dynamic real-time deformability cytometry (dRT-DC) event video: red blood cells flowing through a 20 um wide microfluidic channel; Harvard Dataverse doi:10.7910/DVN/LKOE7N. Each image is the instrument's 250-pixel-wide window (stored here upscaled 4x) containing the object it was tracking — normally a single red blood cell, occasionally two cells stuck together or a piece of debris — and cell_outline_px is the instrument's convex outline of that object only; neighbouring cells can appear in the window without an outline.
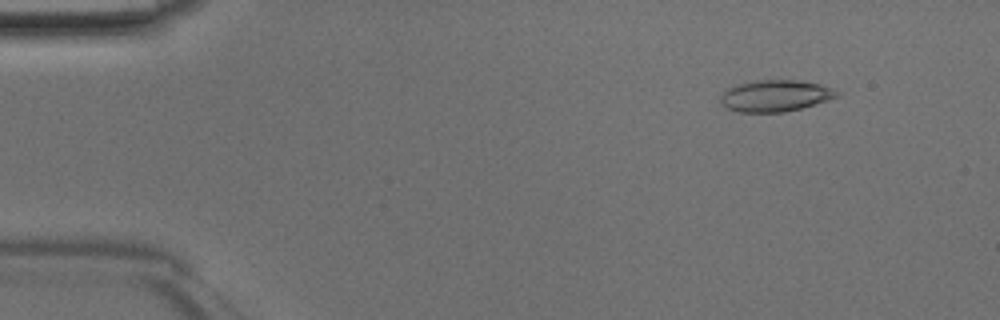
{"species": "Egyptian fruit bat (a non-hibernating species)", "species_latin": "Rousettus aegyptiacus", "temperature_condition": "room temperature", "stored_images_in_passage": 46, "camera_frame_rate_fps": 3000, "um_per_image_px": 0.085, "animal": {"sex": "male"}, "frame": {"image": 1, "passage_image": 5, "time_ms": 1.333, "image_size_px": [1000, 320], "cell_outline_px": [[840, 96], [828, 100], [800, 108], [784, 112], [740, 112], [728, 108], [720, 104], [720, 96], [728, 88], [736, 84], [756, 80], [800, 80], [820, 84], [840, 92]], "centroid_in_image_um": [65.89, 8.13], "position_along_channel_um": 19.1, "area_um2": 21.39}}
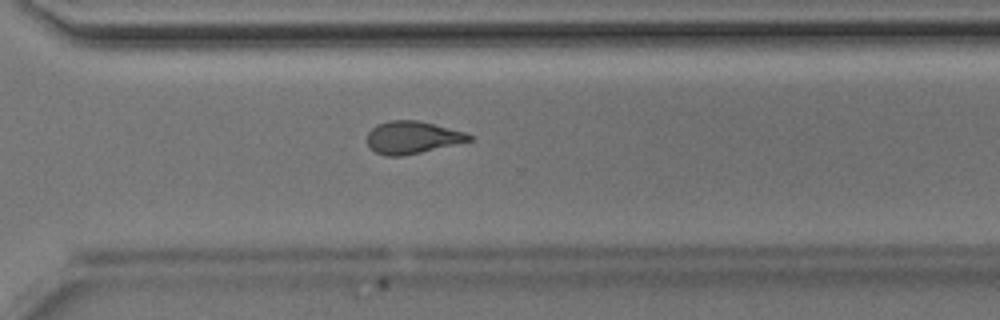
{"frame": {"image": 2, "passage_image": 33, "time_ms": 10.667, "image_size_px": [1000, 320], "cell_outline_px": [[476, 136], [472, 140], [404, 156], [384, 156], [368, 148], [368, 132], [376, 124], [388, 120], [416, 120], [464, 132]], "centroid_in_image_um": [35.01, 11.69], "position_along_channel_um": 335.6, "area_um2": 19.25}}
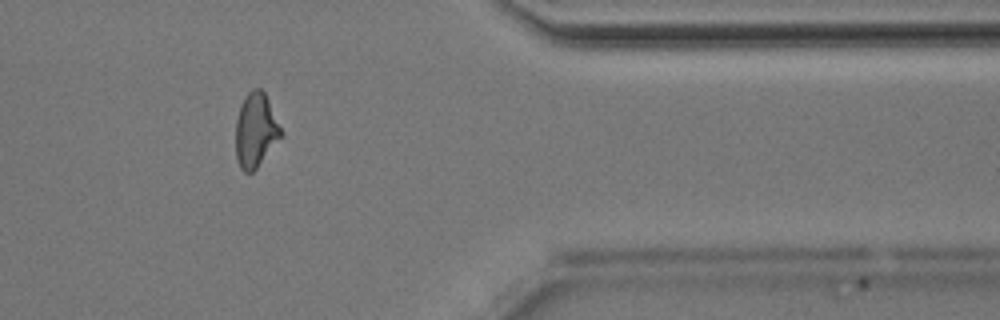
{"frame": {"image": 3, "passage_image": 38, "time_ms": 12.333, "image_size_px": [1000, 320], "cell_outline_px": [[280, 136], [256, 168], [252, 172], [244, 172], [240, 168], [236, 160], [236, 120], [244, 96], [248, 92], [256, 88], [260, 88], [264, 92], [268, 100], [280, 128]], "centroid_in_image_um": [21.68, 11.07], "position_along_channel_um": 389.7, "area_um2": 18.9}}